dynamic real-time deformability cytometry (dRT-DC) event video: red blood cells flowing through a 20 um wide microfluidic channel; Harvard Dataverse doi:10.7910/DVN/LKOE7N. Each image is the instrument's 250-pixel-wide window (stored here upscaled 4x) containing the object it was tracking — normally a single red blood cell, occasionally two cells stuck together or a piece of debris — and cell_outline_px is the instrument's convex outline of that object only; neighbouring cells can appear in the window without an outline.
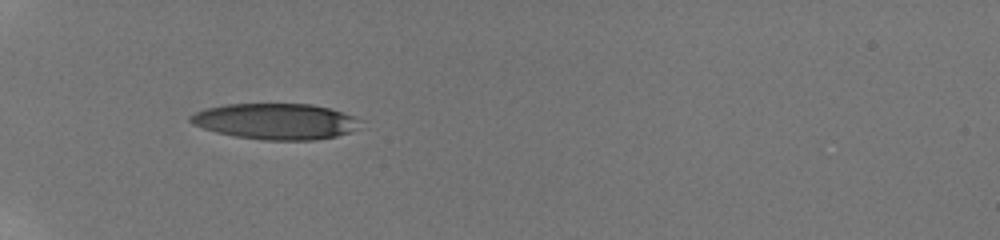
{"species": "human", "species_latin": "Homo sapiens", "temperature_condition": "room temperature", "stored_images_in_passage": 16, "camera_frame_rate_fps": 3000, "um_per_image_px": 0.085, "donor": {"sex": "male"}, "frame": {"image": 1, "passage_image": 2, "time_ms": 0.667, "image_size_px": [1000, 240], "cell_outline_px": [[364, 120], [356, 128], [348, 132], [336, 136], [312, 140], [264, 140], [236, 136], [216, 132], [192, 124], [188, 120], [188, 116], [204, 108], [224, 104], [312, 104], [332, 108]], "centroid_in_image_um": [23.42, 10.3], "position_along_channel_um": 61.6, "area_um2": 35.72}}
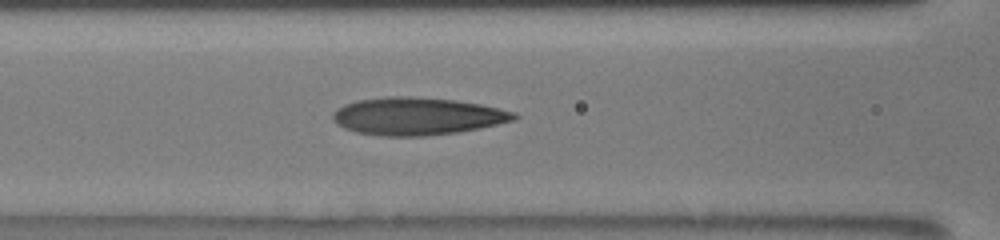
{"frame": {"image": 2, "passage_image": 7, "time_ms": 3.0, "image_size_px": [1000, 240], "cell_outline_px": [[520, 116], [516, 120], [480, 128], [456, 132], [424, 136], [380, 136], [356, 132], [344, 128], [336, 124], [332, 120], [332, 112], [344, 104], [356, 100], [388, 96], [408, 96], [456, 100], [480, 104], [516, 112]], "centroid_in_image_um": [35.45, 9.87], "position_along_channel_um": 131.2, "area_um2": 39.94}}
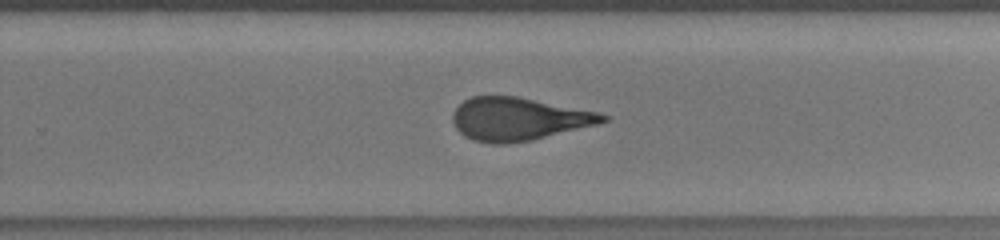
{"frame": {"image": 3, "passage_image": 15, "time_ms": 7.0, "image_size_px": [1000, 240], "cell_outline_px": [[608, 120], [596, 124], [532, 140], [508, 144], [492, 144], [472, 140], [464, 136], [456, 128], [452, 120], [452, 112], [464, 100], [472, 96], [516, 96], [600, 112], [608, 116]], "centroid_in_image_um": [44.04, 10.12], "position_along_channel_um": 285.8, "area_um2": 37.51}}